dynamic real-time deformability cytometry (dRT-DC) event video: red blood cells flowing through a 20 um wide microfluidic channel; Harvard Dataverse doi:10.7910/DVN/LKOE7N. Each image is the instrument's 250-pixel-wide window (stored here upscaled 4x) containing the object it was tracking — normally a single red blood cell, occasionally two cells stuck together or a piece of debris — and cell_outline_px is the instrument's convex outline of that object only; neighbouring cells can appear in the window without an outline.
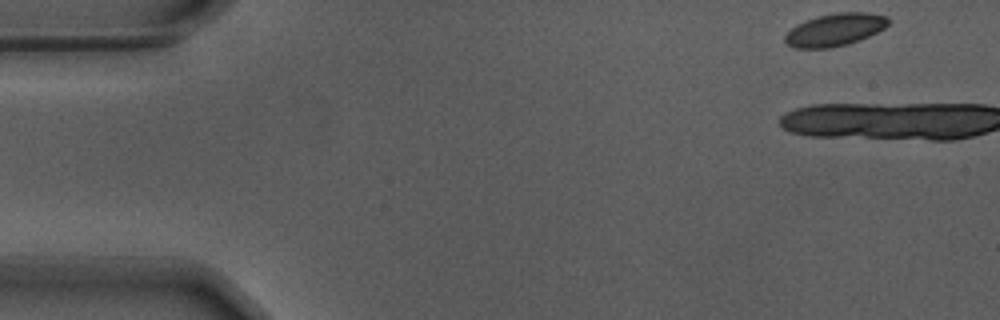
{"species": "Egyptian fruit bat (a non-hibernating species)", "species_latin": "Rousettus aegyptiacus", "temperature_condition": "warm", "stored_images_in_passage": 3, "camera_frame_rate_fps": 3000, "um_per_image_px": 0.085, "animal": {"sex": "male"}, "frame": {"image": 1, "passage_image": 1, "time_ms": 0.0, "image_size_px": [1000, 320], "cell_outline_px": [[892, 20], [884, 28], [860, 40], [848, 44], [828, 48], [792, 48], [784, 40], [784, 36], [796, 24], [804, 20], [816, 16], [836, 12], [864, 12], [888, 16]], "centroid_in_image_um": [70.97, 2.52], "position_along_channel_um": 14.0, "area_um2": 19.77}}